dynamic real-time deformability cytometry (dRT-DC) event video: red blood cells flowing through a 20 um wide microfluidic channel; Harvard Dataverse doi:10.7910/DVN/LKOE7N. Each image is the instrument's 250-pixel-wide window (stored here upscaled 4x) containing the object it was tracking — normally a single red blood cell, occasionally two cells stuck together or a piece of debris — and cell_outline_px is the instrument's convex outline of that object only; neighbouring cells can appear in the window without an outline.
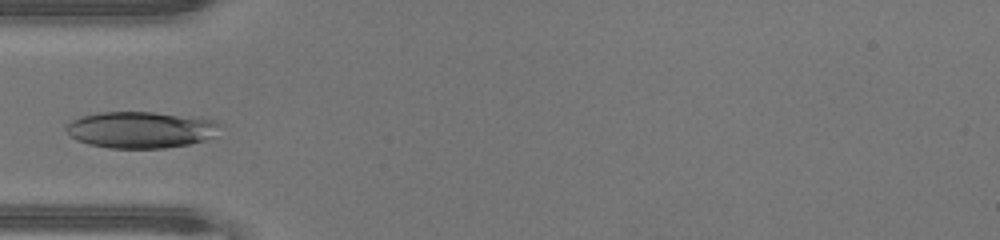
{"species": "human", "species_latin": "Homo sapiens", "temperature_condition": "warm", "stored_images_in_passage": 4, "camera_frame_rate_fps": 3000, "um_per_image_px": 0.085, "donor": {"sex": "male"}, "frame": {"image": 1, "passage_image": 1, "time_ms": 0.0, "image_size_px": [1000, 240], "cell_outline_px": [[192, 140], [176, 144], [104, 144], [96, 116], [128, 112], [164, 116], [176, 120]], "centroid_in_image_um": [11.95, 11.0], "position_along_channel_um": 73.1, "area_um2": 17.57}}
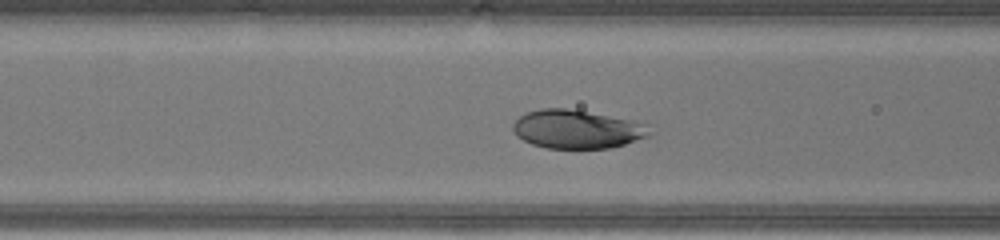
{"frame": {"image": 2, "passage_image": 4, "time_ms": 1.0, "image_size_px": [1000, 240], "cell_outline_px": [[632, 136], [628, 140], [620, 144], [596, 148], [560, 148], [540, 144], [528, 140], [536, 112], [580, 112], [592, 116]], "centroid_in_image_um": [48.81, 11.14], "position_along_channel_um": 117.8, "area_um2": 20.23}}